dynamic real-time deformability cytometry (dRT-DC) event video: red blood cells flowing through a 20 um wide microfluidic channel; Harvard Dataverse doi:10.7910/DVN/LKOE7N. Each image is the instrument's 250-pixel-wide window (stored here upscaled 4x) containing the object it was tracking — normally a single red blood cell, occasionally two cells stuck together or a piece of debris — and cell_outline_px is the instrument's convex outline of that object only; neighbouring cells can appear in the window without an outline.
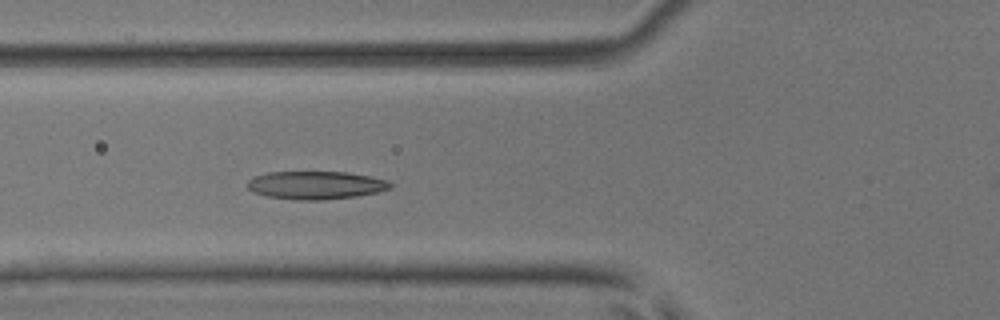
{"species": "common noctule bat (a hibernating species)", "species_latin": "Nyctalus noctula", "temperature_condition": "room temperature", "stored_images_in_passage": 23, "camera_frame_rate_fps": 3000, "um_per_image_px": 0.085, "animal": {"sex": "male", "body_mass_g": 17.9, "forearm_length_mm": 54.2}, "frame": {"image": 1, "passage_image": 7, "time_ms": 2.0, "image_size_px": [1000, 320], "cell_outline_px": [[392, 188], [376, 192], [356, 196], [320, 200], [296, 200], [268, 196], [252, 192], [248, 188], [248, 180], [252, 176], [268, 172], [348, 172], [372, 176], [388, 180], [392, 184]], "centroid_in_image_um": [26.84, 15.73], "position_along_channel_um": 99.0, "area_um2": 23.47}}
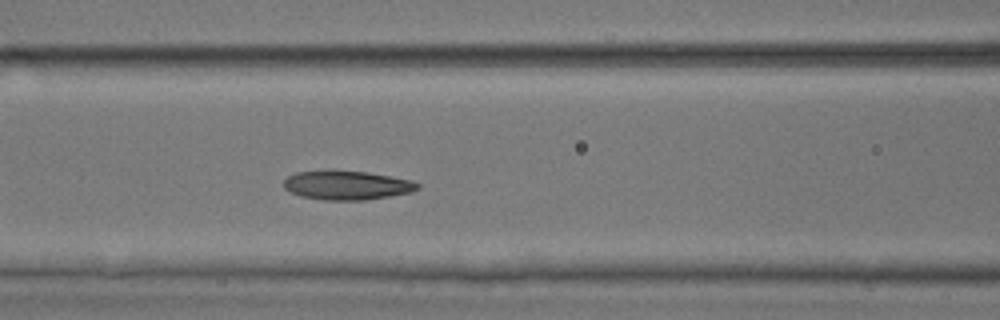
{"frame": {"image": 2, "passage_image": 10, "time_ms": 3.0, "image_size_px": [1000, 320], "cell_outline_px": [[420, 188], [408, 192], [388, 196], [364, 200], [328, 200], [300, 196], [284, 188], [284, 180], [288, 176], [296, 172], [332, 168], [368, 172], [408, 180], [420, 184]], "centroid_in_image_um": [29.41, 15.71], "position_along_channel_um": 137.2, "area_um2": 22.83}}
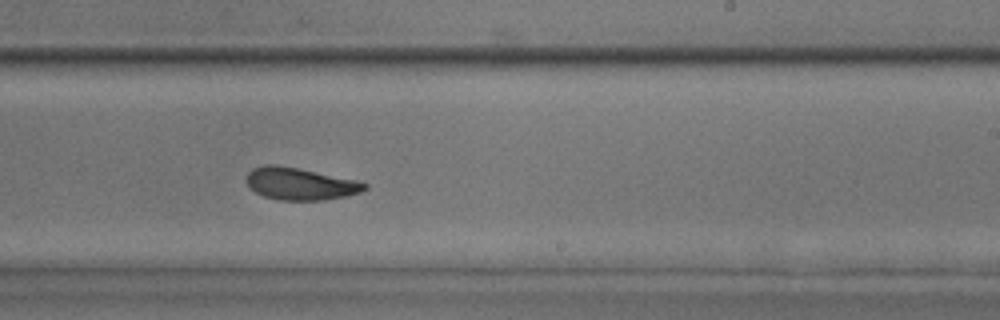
{"frame": {"image": 3, "passage_image": 20, "time_ms": 6.333, "image_size_px": [1000, 320], "cell_outline_px": [[368, 188], [360, 192], [348, 196], [324, 200], [280, 200], [264, 196], [256, 192], [244, 180], [248, 172], [252, 168], [264, 164], [276, 164], [300, 168], [356, 180], [368, 184]], "centroid_in_image_um": [25.51, 15.61], "position_along_channel_um": 263.5, "area_um2": 22.37}}